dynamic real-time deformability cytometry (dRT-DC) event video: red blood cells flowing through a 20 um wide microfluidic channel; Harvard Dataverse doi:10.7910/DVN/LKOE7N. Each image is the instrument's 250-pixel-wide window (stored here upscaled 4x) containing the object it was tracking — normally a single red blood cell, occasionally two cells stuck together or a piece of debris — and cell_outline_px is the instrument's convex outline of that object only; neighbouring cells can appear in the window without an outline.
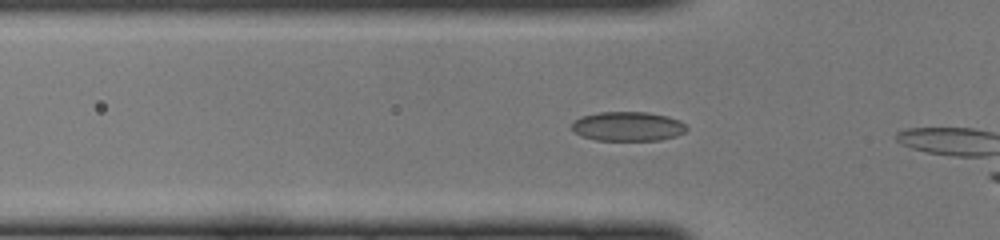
{"species": "common noctule bat (a hibernating species)", "species_latin": "Nyctalus noctula", "temperature_condition": "cold", "stored_images_in_passage": 6, "camera_frame_rate_fps": 3000, "um_per_image_px": 0.085, "animal": {"sex": "female", "body_mass_g": 22.0, "forearm_length_mm": 56.7}, "frame": {"image": 1, "passage_image": 4, "time_ms": 1.0, "image_size_px": [1000, 240], "cell_outline_px": [[688, 128], [684, 132], [676, 136], [660, 140], [596, 140], [584, 136], [576, 132], [572, 128], [572, 124], [580, 116], [600, 112], [648, 112], [668, 116], [680, 120]], "centroid_in_image_um": [53.4, 10.73], "position_along_channel_um": 72.4, "area_um2": 19.54}}